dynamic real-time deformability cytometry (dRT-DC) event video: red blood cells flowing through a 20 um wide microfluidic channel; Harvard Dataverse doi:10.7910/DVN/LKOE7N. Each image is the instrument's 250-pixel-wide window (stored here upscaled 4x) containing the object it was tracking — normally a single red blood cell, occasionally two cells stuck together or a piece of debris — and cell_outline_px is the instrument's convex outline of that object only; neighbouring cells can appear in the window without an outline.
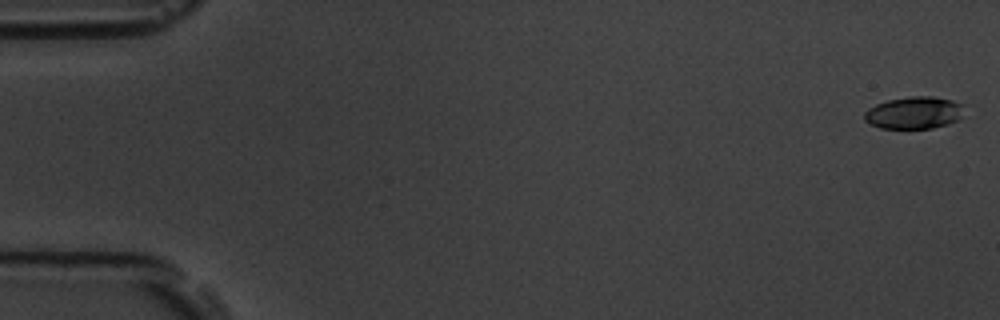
{"species": "common noctule bat (a hibernating species)", "species_latin": "Nyctalus noctula", "temperature_condition": "room temperature", "stored_images_in_passage": 6, "camera_frame_rate_fps": 3000, "um_per_image_px": 0.085, "animal": {"sex": "male", "body_mass_g": 19.5, "forearm_length_mm": 54.6}, "frame": {"image": 1, "passage_image": 1, "time_ms": 0.0, "image_size_px": [1000, 320], "cell_outline_px": [[964, 104], [960, 116], [956, 120], [948, 124], [932, 128], [880, 128], [864, 120], [864, 112], [868, 108], [876, 104], [888, 100], [912, 96], [932, 96], [952, 100]], "centroid_in_image_um": [77.68, 9.57], "position_along_channel_um": 7.3, "area_um2": 18.61}}
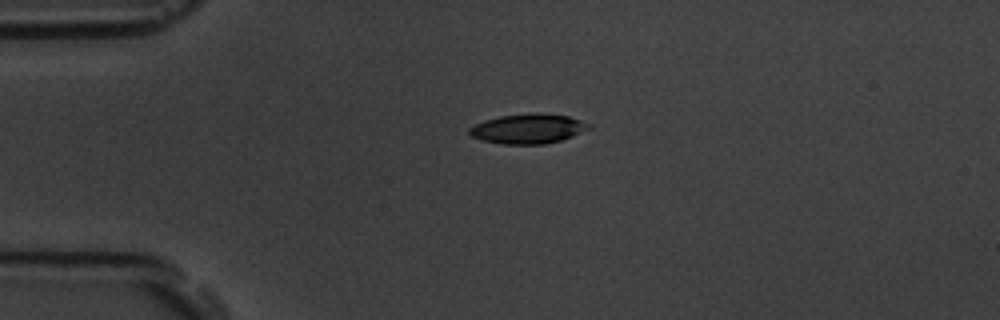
{"frame": {"image": 2, "passage_image": 4, "time_ms": 4.333, "image_size_px": [1000, 320], "cell_outline_px": [[592, 128], [572, 136], [560, 140], [544, 144], [504, 144], [484, 140], [472, 136], [468, 132], [468, 128], [484, 120], [500, 116], [532, 112], [568, 116], [592, 124]], "centroid_in_image_um": [44.91, 10.93], "position_along_channel_um": 40.1, "area_um2": 20.63}}
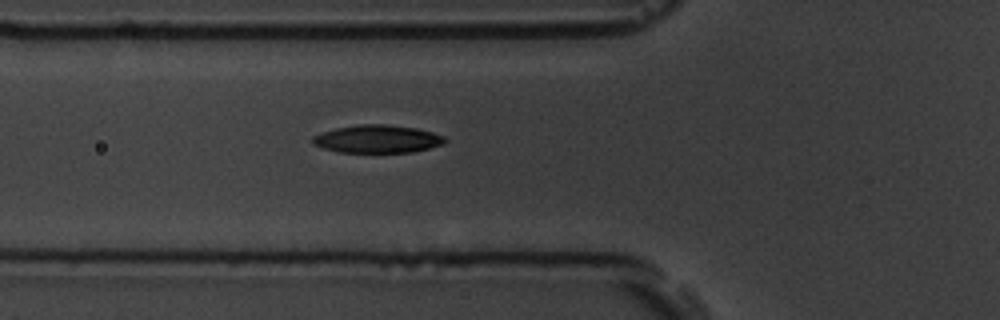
{"frame": {"image": 3, "passage_image": 6, "time_ms": 6.667, "image_size_px": [1000, 320], "cell_outline_px": [[448, 140], [444, 144], [412, 152], [340, 152], [324, 148], [312, 144], [312, 136], [336, 128], [360, 124], [384, 124], [416, 128], [432, 132], [444, 136]], "centroid_in_image_um": [32.1, 11.81], "position_along_channel_um": 93.7, "area_um2": 21.39}}